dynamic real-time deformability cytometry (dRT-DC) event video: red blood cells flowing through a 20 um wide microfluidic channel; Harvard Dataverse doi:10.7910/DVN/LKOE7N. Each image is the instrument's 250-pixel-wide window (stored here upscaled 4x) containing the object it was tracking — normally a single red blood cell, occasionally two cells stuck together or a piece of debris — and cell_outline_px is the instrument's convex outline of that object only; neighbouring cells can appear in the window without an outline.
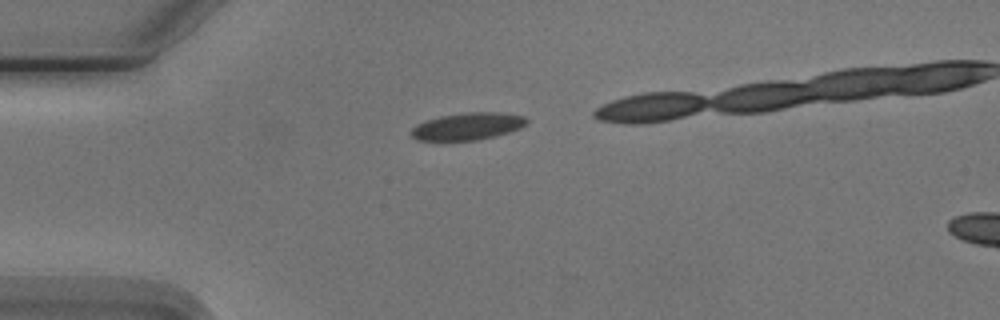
{"species": "Egyptian fruit bat (a non-hibernating species)", "species_latin": "Rousettus aegyptiacus", "temperature_condition": "cold", "stored_images_in_passage": 2, "camera_frame_rate_fps": 3000, "um_per_image_px": 0.085, "animal": {"sex": "male"}, "frame": {"image": 1, "passage_image": 1, "time_ms": 0.0, "image_size_px": [1000, 320], "cell_outline_px": [[528, 120], [520, 128], [496, 136], [476, 140], [416, 140], [408, 132], [416, 124], [440, 116], [464, 112], [500, 112], [524, 116]], "centroid_in_image_um": [39.72, 10.73], "position_along_channel_um": 45.3, "area_um2": 18.26}}